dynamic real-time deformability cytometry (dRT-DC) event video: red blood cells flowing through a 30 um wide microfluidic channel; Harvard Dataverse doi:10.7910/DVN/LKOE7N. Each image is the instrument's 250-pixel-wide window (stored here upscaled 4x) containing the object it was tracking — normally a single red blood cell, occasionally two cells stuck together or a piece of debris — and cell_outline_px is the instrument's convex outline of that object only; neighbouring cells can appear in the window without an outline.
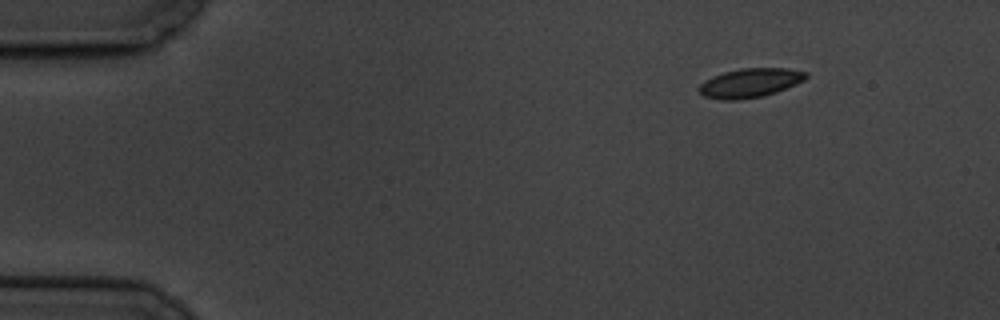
{"species": "common noctule bat (a hibernating species)", "species_latin": "Nyctalus noctula", "temperature_condition": "cold", "stored_images_in_passage": 5, "segment_of_instrument_passage": [1, 2], "camera_frame_rate_fps": 3000, "um_per_image_px": 0.085, "animal": {"sex": "male", "body_mass_g": 19.5, "forearm_length_mm": 54.6}, "frame": {"image": 1, "passage_image": 1, "time_ms": 0.0, "image_size_px": [1000, 320], "cell_outline_px": [[808, 76], [804, 80], [776, 92], [764, 96], [736, 100], [720, 100], [704, 96], [696, 88], [700, 84], [724, 72], [740, 68], [788, 68], [808, 72]], "centroid_in_image_um": [63.77, 7.05], "position_along_channel_um": 21.2, "area_um2": 18.03}}
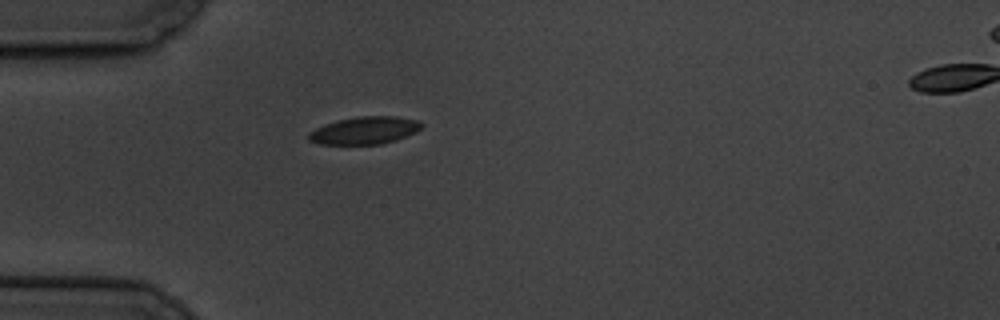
{"frame": {"image": 2, "passage_image": 4, "time_ms": 3.333, "image_size_px": [1000, 320], "cell_outline_px": [[424, 124], [416, 132], [396, 140], [380, 144], [320, 144], [308, 140], [308, 132], [324, 124], [356, 116], [396, 116], [420, 120]], "centroid_in_image_um": [31.01, 11.08], "position_along_channel_um": 54.0, "area_um2": 18.15}}